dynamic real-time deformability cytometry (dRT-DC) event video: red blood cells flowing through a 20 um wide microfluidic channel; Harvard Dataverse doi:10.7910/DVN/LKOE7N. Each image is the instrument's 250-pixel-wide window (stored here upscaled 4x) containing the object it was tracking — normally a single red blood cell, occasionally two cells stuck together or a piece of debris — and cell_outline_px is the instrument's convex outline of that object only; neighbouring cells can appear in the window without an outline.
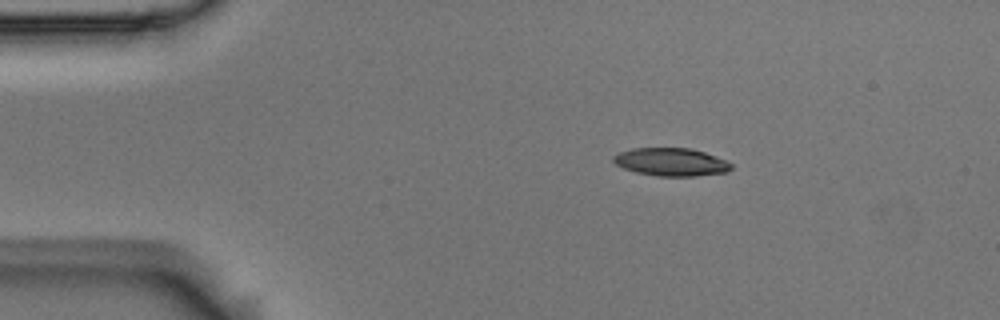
{"species": "Egyptian fruit bat (a non-hibernating species)", "species_latin": "Rousettus aegyptiacus", "temperature_condition": "room temperature", "stored_images_in_passage": 4, "camera_frame_rate_fps": 3000, "um_per_image_px": 0.085, "animal": {"sex": "male"}, "frame": {"image": 1, "passage_image": 2, "time_ms": 0.333, "image_size_px": [1000, 320], "cell_outline_px": [[732, 168], [728, 172], [696, 176], [656, 176], [636, 172], [624, 168], [616, 164], [612, 160], [612, 156], [620, 152], [632, 148], [692, 148], [716, 156], [732, 164]], "centroid_in_image_um": [57.04, 13.77], "position_along_channel_um": 28.0, "area_um2": 19.25}}
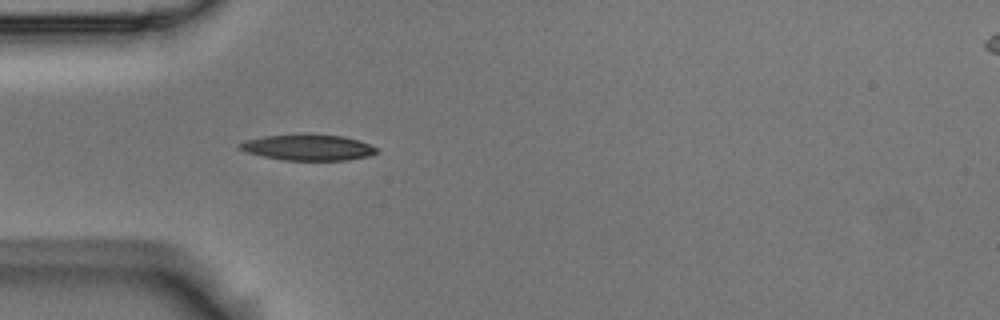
{"frame": {"image": 2, "passage_image": 4, "time_ms": 1.0, "image_size_px": [1000, 320], "cell_outline_px": [[380, 152], [372, 156], [348, 160], [284, 160], [264, 156], [248, 152], [236, 148], [236, 144], [244, 140], [264, 136], [300, 132], [312, 132], [344, 136], [360, 140], [376, 148]], "centroid_in_image_um": [26.19, 12.49], "position_along_channel_um": 58.8, "area_um2": 21.56}}